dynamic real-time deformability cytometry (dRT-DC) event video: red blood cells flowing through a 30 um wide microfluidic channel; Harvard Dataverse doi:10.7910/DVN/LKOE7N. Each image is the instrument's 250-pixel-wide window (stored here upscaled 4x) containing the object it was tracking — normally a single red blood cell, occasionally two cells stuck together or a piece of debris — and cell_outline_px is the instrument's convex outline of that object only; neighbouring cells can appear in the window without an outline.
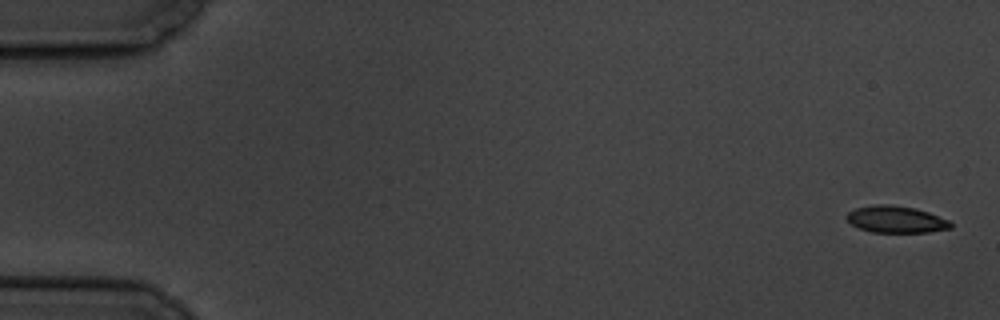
{"species": "common noctule bat (a hibernating species)", "species_latin": "Nyctalus noctula", "temperature_condition": "cold", "stored_images_in_passage": 7, "camera_frame_rate_fps": 3000, "um_per_image_px": 0.085, "animal": {"sex": "male", "body_mass_g": 19.5, "forearm_length_mm": 54.6}, "frame": {"image": 1, "passage_image": 1, "time_ms": 0.0, "image_size_px": [1000, 320], "cell_outline_px": [[952, 228], [928, 232], [872, 232], [860, 228], [852, 224], [844, 216], [848, 212], [856, 208], [876, 204], [888, 204], [916, 208], [928, 212], [948, 220], [952, 224]], "centroid_in_image_um": [76.15, 18.64], "position_along_channel_um": 8.8, "area_um2": 16.18}}
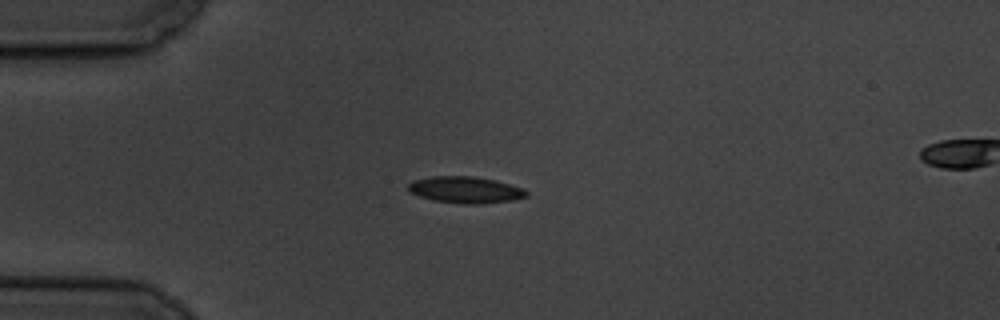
{"frame": {"image": 2, "passage_image": 5, "time_ms": 4.667, "image_size_px": [1000, 320], "cell_outline_px": [[528, 196], [512, 200], [476, 204], [464, 204], [436, 200], [420, 196], [412, 192], [408, 188], [408, 184], [412, 180], [432, 176], [472, 176], [496, 180], [524, 188], [528, 192]], "centroid_in_image_um": [39.59, 16.12], "position_along_channel_um": 45.4, "area_um2": 18.15}}
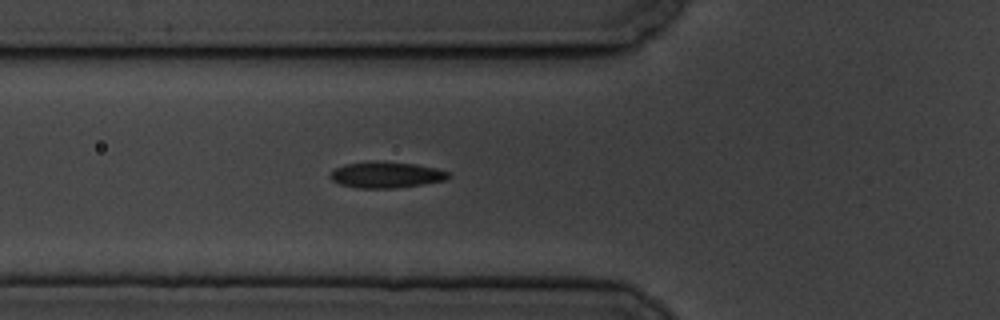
{"frame": {"image": 3, "passage_image": 7, "time_ms": 6.667, "image_size_px": [1000, 320], "cell_outline_px": [[452, 176], [444, 180], [396, 188], [356, 188], [340, 184], [332, 180], [328, 176], [336, 168], [344, 164], [376, 160], [384, 160], [416, 164], [436, 168], [448, 172]], "centroid_in_image_um": [32.8, 14.84], "position_along_channel_um": 93.0, "area_um2": 18.15}}